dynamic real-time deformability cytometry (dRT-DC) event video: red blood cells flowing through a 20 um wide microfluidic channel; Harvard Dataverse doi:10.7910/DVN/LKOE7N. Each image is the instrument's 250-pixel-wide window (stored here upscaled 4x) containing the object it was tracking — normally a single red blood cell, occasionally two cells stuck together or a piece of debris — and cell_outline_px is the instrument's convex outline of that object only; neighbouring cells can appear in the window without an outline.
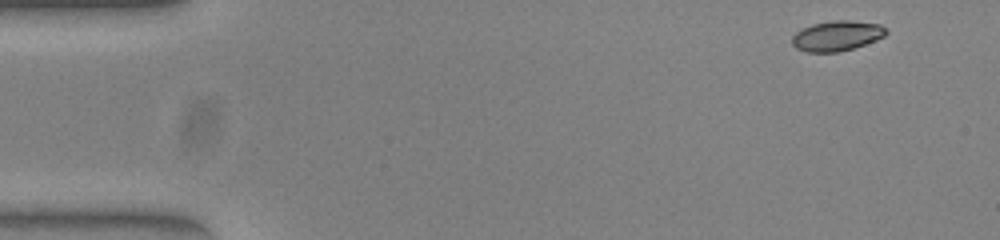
{"species": "common noctule bat (a hibernating species)", "species_latin": "Nyctalus noctula", "temperature_condition": "warm", "stored_images_in_passage": 49, "camera_frame_rate_fps": 3000, "um_per_image_px": 0.085, "animal": {"sex": "female", "body_mass_g": 23.0, "forearm_length_mm": 53.4}, "frame": {"image": 1, "passage_image": 1, "time_ms": 0.0, "image_size_px": [1000, 240], "cell_outline_px": [[888, 32], [884, 36], [876, 40], [852, 48], [836, 52], [808, 52], [796, 48], [792, 44], [792, 36], [796, 32], [812, 24], [836, 20], [848, 20], [880, 24]], "centroid_in_image_um": [71.12, 3.04], "position_along_channel_um": 13.9, "area_um2": 16.3}}
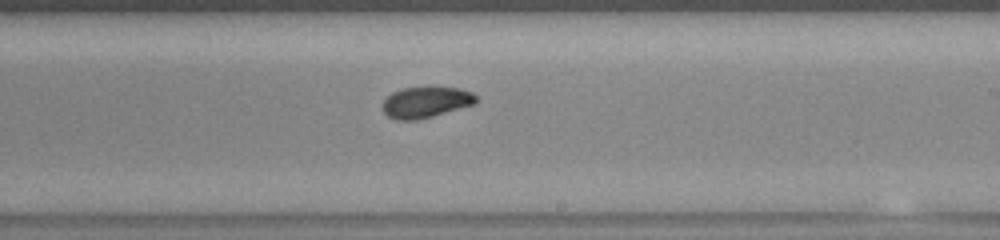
{"frame": {"image": 2, "passage_image": 28, "time_ms": 9.0, "image_size_px": [1000, 240], "cell_outline_px": [[476, 100], [472, 104], [432, 116], [416, 120], [396, 120], [388, 116], [384, 112], [384, 100], [392, 92], [404, 88], [428, 84], [460, 88], [472, 92], [476, 96]], "centroid_in_image_um": [36.19, 8.63], "position_along_channel_um": 252.8, "area_um2": 17.17}}
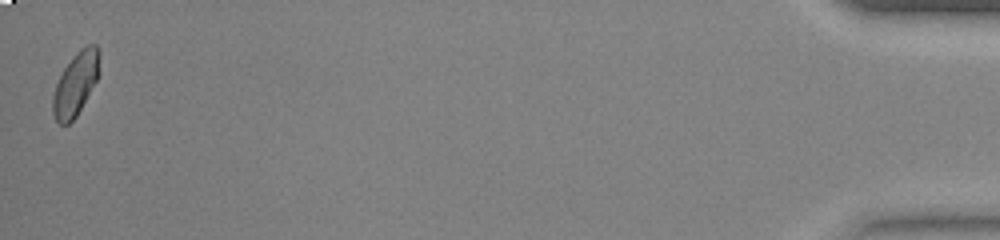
{"frame": {"image": 3, "passage_image": 49, "time_ms": 16.0, "image_size_px": [1000, 240], "cell_outline_px": [[100, 52], [96, 80], [76, 116], [68, 124], [60, 124], [56, 120], [52, 112], [52, 96], [56, 84], [64, 68], [76, 52], [80, 48], [88, 44], [96, 44], [100, 48]], "centroid_in_image_um": [6.41, 7.1], "position_along_channel_um": 428.8, "area_um2": 16.88}, "authors_computed_cell_mechanics": {"area_um2": 17.1666, "velocity_mm_per_s": 3.9244, "shape_relaxation_time_tau1_ms": 1.7941, "shape_relaxation_time_tau2_ms": 1.7585, "deformation_change_tau1": 0.1136, "deformation_change_tau2": 0.0446}}